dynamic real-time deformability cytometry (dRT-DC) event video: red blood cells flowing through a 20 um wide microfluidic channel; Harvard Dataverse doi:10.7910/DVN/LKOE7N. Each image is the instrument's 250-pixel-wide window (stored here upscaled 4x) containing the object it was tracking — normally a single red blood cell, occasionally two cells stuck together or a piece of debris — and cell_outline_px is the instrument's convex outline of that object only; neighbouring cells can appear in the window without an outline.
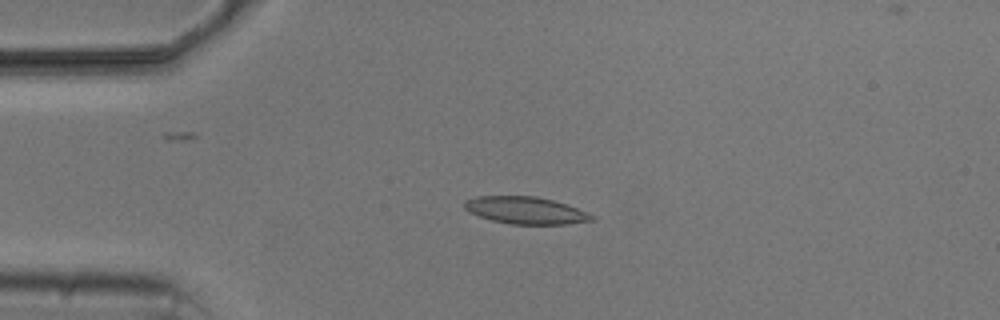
{"species": "common noctule bat (a hibernating species)", "species_latin": "Nyctalus noctula", "temperature_condition": "cold", "stored_images_in_passage": 5, "camera_frame_rate_fps": 3000, "um_per_image_px": 0.085, "animal": {"sex": "male", "body_mass_g": 20.5, "forearm_length_mm": 52.5}, "frame": {"image": 1, "passage_image": 2, "time_ms": 1.333, "image_size_px": [1000, 320], "cell_outline_px": [[596, 220], [568, 224], [512, 224], [492, 220], [468, 212], [464, 208], [464, 200], [476, 196], [536, 196], [552, 200], [576, 208], [596, 216]], "centroid_in_image_um": [44.67, 17.88], "position_along_channel_um": 40.3, "area_um2": 20.11}}
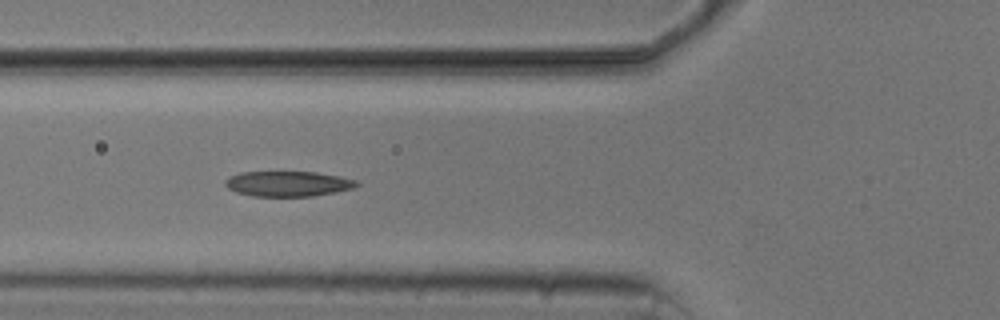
{"frame": {"image": 2, "passage_image": 4, "time_ms": 3.667, "image_size_px": [1000, 320], "cell_outline_px": [[360, 184], [356, 188], [336, 192], [312, 196], [252, 196], [236, 192], [228, 188], [224, 184], [224, 180], [228, 176], [240, 172], [316, 172], [340, 176], [360, 180]], "centroid_in_image_um": [24.51, 15.61], "position_along_channel_um": 101.3, "area_um2": 19.65}}
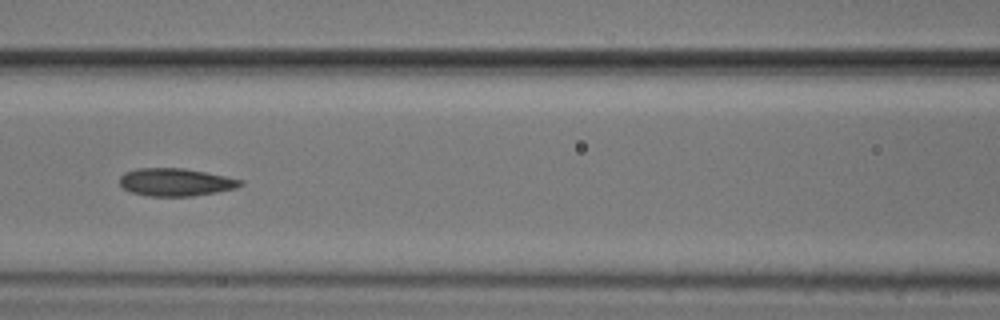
{"frame": {"image": 3, "passage_image": 5, "time_ms": 5.0, "image_size_px": [1000, 320], "cell_outline_px": [[244, 184], [236, 188], [216, 192], [192, 196], [148, 196], [132, 192], [124, 188], [120, 184], [120, 176], [124, 172], [136, 168], [184, 168], [244, 180]], "centroid_in_image_um": [14.93, 15.48], "position_along_channel_um": 151.7, "area_um2": 19.48}}